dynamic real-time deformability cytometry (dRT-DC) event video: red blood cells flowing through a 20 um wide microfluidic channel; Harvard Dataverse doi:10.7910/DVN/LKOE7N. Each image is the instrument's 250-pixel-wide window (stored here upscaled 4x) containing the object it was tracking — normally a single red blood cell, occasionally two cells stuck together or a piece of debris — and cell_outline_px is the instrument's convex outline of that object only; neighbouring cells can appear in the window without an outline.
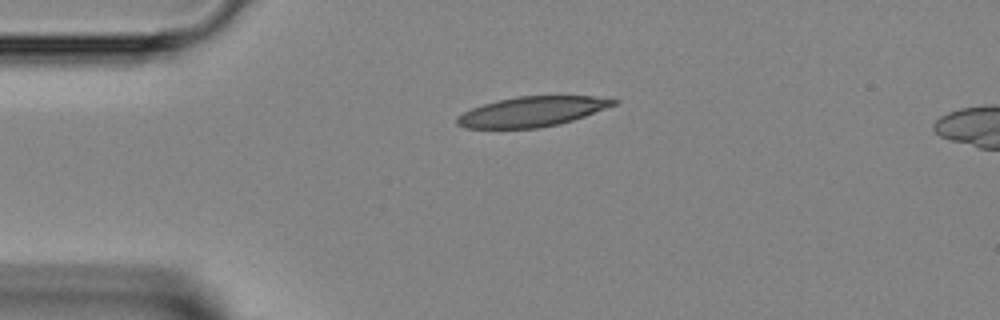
{"species": "Egyptian fruit bat (a non-hibernating species)", "species_latin": "Rousettus aegyptiacus", "temperature_condition": "room temperature", "stored_images_in_passage": 19, "camera_frame_rate_fps": 3000, "um_per_image_px": 0.085, "animal": {"sex": "female"}, "frame": {"image": 1, "passage_image": 1, "time_ms": 0.0, "image_size_px": [1000, 320], "cell_outline_px": [[620, 100], [616, 104], [584, 116], [560, 124], [536, 128], [464, 128], [456, 124], [456, 116], [472, 108], [496, 100], [516, 96], [592, 96]], "centroid_in_image_um": [45.18, 9.48], "position_along_channel_um": 39.8, "area_um2": 27.22}}
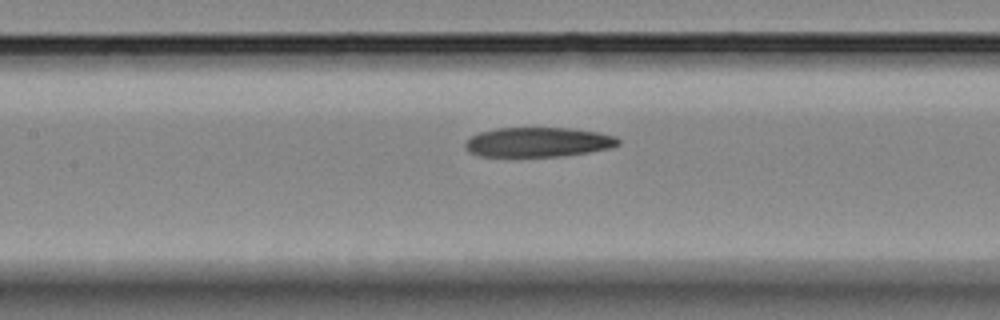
{"frame": {"image": 2, "passage_image": 11, "time_ms": 3.333, "image_size_px": [1000, 320], "cell_outline_px": [[620, 144], [612, 148], [588, 152], [560, 156], [480, 156], [468, 152], [464, 148], [464, 144], [472, 136], [480, 132], [496, 128], [568, 128], [600, 132], [616, 136], [620, 140]], "centroid_in_image_um": [45.76, 12.08], "position_along_channel_um": 161.6, "area_um2": 26.47}}
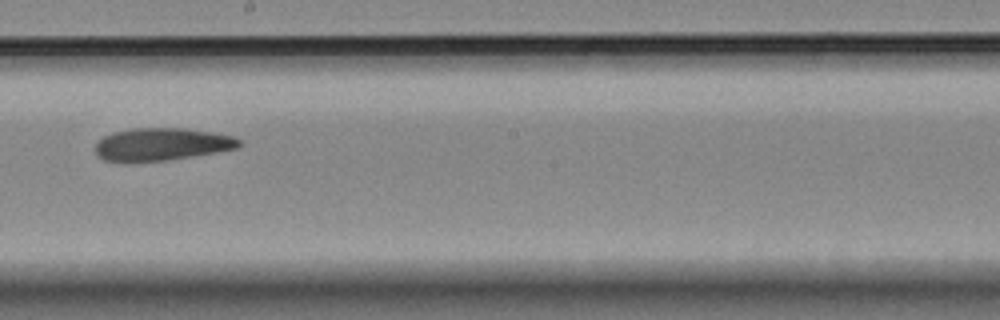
{"frame": {"image": 3, "passage_image": 16, "time_ms": 5.0, "image_size_px": [1000, 320], "cell_outline_px": [[244, 144], [236, 148], [216, 152], [192, 156], [164, 160], [104, 160], [96, 156], [96, 144], [104, 136], [116, 132], [132, 128], [184, 128], [212, 132], [232, 136], [240, 140]], "centroid_in_image_um": [13.79, 12.24], "position_along_channel_um": 234.4, "area_um2": 26.7}}